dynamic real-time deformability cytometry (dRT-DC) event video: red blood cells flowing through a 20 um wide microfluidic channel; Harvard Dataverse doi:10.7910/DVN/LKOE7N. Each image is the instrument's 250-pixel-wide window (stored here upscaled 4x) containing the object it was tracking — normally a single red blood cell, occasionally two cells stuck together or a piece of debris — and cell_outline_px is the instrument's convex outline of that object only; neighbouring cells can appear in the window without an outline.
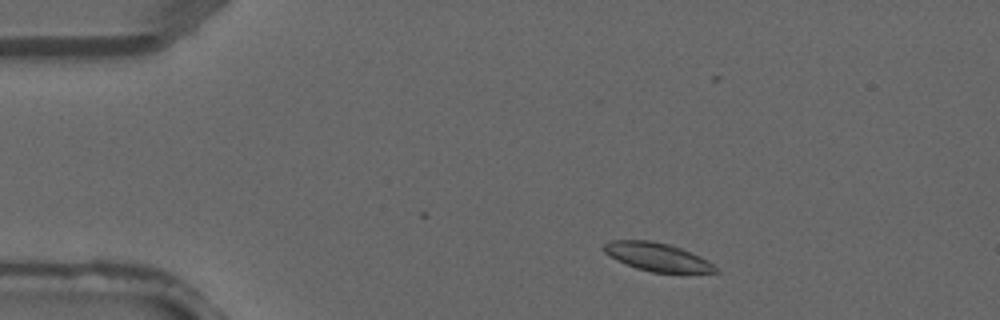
{"species": "common noctule bat (a hibernating species)", "species_latin": "Nyctalus noctula", "temperature_condition": "warm", "stored_images_in_passage": 4, "camera_frame_rate_fps": 3000, "um_per_image_px": 0.085, "animal": {"sex": "male", "forearm_length_mm": 52.5}, "frame": {"image": 1, "passage_image": 4, "time_ms": 1.0, "image_size_px": [1000, 320], "cell_outline_px": [[720, 272], [652, 272], [636, 268], [616, 260], [608, 256], [600, 248], [604, 244], [612, 240], [648, 240], [668, 244], [680, 248], [700, 256], [708, 260]], "centroid_in_image_um": [55.8, 21.83], "position_along_channel_um": 29.2, "area_um2": 18.26}}